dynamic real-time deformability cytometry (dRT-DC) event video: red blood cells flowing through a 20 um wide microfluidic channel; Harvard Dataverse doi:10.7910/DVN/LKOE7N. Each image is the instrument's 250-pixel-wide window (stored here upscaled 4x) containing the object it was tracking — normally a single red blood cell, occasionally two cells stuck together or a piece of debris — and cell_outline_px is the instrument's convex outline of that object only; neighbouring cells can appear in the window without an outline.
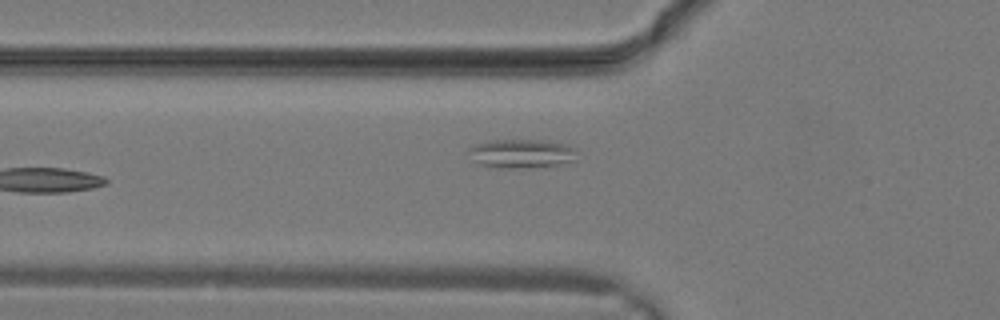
{"species": "common noctule bat (a hibernating species)", "species_latin": "Nyctalus noctula", "temperature_condition": "warm", "stored_images_in_passage": 8, "camera_frame_rate_fps": 3000, "um_per_image_px": 0.085, "animal": {"sex": "male", "body_mass_g": 19.2, "forearm_length_mm": 51.8}, "frame": {"image": 1, "passage_image": 8, "time_ms": 2.333, "image_size_px": [1000, 320], "cell_outline_px": [[572, 160], [560, 164], [508, 168], [488, 168], [480, 164], [476, 160], [468, 148], [476, 144], [492, 140], [544, 140], [564, 144], [572, 148]], "centroid_in_image_um": [44.24, 13.04], "position_along_channel_um": 81.6, "area_um2": 17.46}}